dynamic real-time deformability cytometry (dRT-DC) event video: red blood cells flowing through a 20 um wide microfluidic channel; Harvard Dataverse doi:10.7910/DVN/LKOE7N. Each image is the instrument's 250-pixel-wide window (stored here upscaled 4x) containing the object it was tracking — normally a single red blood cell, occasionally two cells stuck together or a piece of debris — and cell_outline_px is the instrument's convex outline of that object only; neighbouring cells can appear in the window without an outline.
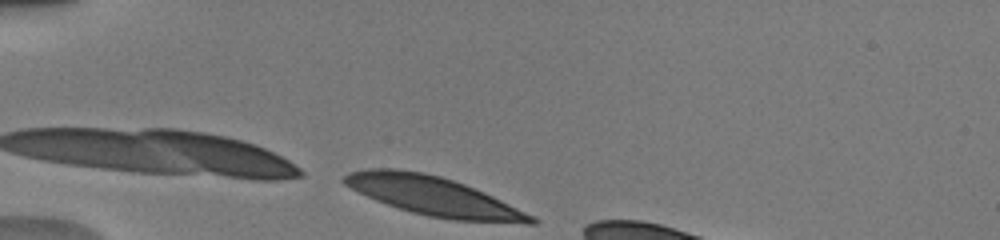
{"species": "human", "species_latin": "Homo sapiens", "temperature_condition": "warm", "stored_images_in_passage": 7, "camera_frame_rate_fps": 3000, "um_per_image_px": 0.085, "donor": {"sex": "male"}, "frame": {"image": 1, "passage_image": 1, "time_ms": 0.0, "image_size_px": [1000, 240], "cell_outline_px": [[540, 220], [536, 224], [528, 224], [452, 220], [428, 216], [412, 212], [376, 200], [344, 184], [340, 180], [348, 172], [368, 168], [396, 168], [424, 172], [440, 176], [464, 184], [484, 192]], "centroid_in_image_um": [36.84, 16.67], "position_along_channel_um": 48.2, "area_um2": 42.08}}